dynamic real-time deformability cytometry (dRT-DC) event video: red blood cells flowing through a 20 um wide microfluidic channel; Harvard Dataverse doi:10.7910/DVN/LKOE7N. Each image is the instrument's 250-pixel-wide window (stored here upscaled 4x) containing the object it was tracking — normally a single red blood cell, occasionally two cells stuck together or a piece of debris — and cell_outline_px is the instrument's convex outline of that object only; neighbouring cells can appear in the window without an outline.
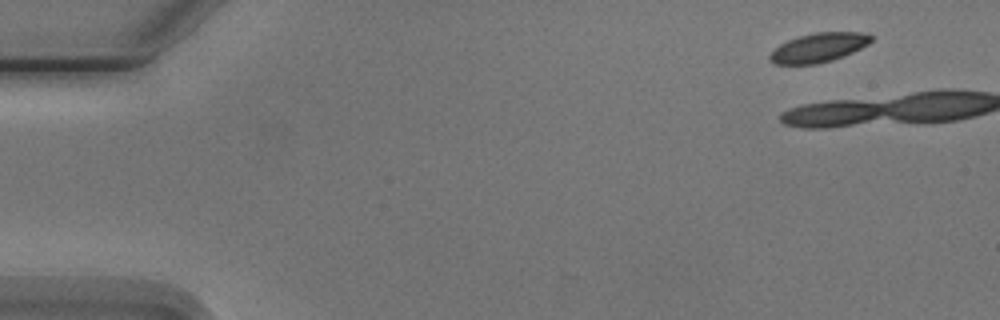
{"species": "Egyptian fruit bat (a non-hibernating species)", "species_latin": "Rousettus aegyptiacus", "temperature_condition": "cold", "stored_images_in_passage": 4, "camera_frame_rate_fps": 3000, "um_per_image_px": 0.085, "animal": {"sex": "male"}, "frame": {"image": 1, "passage_image": 1, "time_ms": 0.0, "image_size_px": [1000, 320], "cell_outline_px": [[872, 40], [868, 44], [844, 56], [832, 60], [816, 64], [772, 64], [768, 60], [768, 56], [780, 44], [788, 40], [800, 36], [816, 32], [860, 32], [872, 36]], "centroid_in_image_um": [69.56, 4.05], "position_along_channel_um": 15.4, "area_um2": 17.11}}